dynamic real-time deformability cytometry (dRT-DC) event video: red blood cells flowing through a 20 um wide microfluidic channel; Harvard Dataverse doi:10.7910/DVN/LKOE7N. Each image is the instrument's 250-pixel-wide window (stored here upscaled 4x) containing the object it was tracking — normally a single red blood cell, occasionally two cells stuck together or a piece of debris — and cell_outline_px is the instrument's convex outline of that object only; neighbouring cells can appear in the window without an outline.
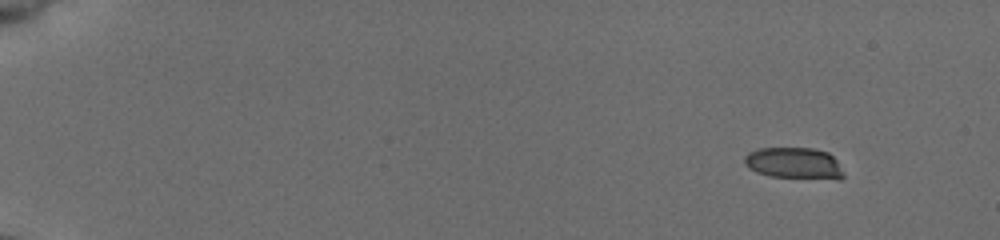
{"species": "common noctule bat (a hibernating species)", "species_latin": "Nyctalus noctula", "temperature_condition": "cold", "stored_images_in_passage": 50, "camera_frame_rate_fps": 3000, "um_per_image_px": 0.085, "animal": {"sex": "female", "body_mass_g": 19.5, "forearm_length_mm": 54.1}, "frame": {"image": 1, "passage_image": 1, "time_ms": 0.0, "image_size_px": [1000, 240], "cell_outline_px": [[844, 176], [840, 180], [836, 180], [768, 176], [756, 172], [748, 168], [744, 164], [744, 156], [748, 152], [756, 148], [812, 148], [828, 152], [836, 160]], "centroid_in_image_um": [67.47, 13.88], "position_along_channel_um": 17.5, "area_um2": 18.44}}
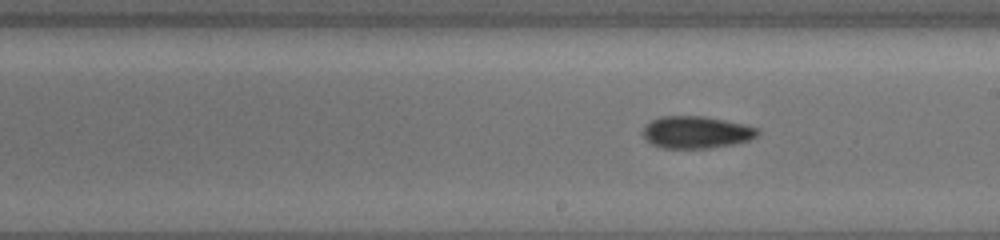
{"frame": {"image": 2, "passage_image": 29, "time_ms": 9.333, "image_size_px": [1000, 240], "cell_outline_px": [[760, 132], [752, 140], [736, 144], [712, 148], [664, 148], [652, 144], [640, 132], [652, 120], [660, 116], [704, 116], [744, 124], [760, 128]], "centroid_in_image_um": [59.23, 11.25], "position_along_channel_um": 229.8, "area_um2": 21.68}}
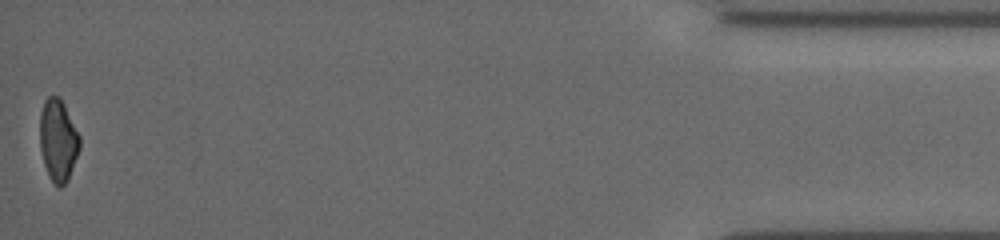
{"frame": {"image": 3, "passage_image": 50, "time_ms": 16.333, "image_size_px": [1000, 240], "cell_outline_px": [[80, 148], [68, 180], [60, 188], [48, 176], [44, 164], [40, 148], [40, 112], [44, 100], [48, 96], [60, 96], [80, 136]], "centroid_in_image_um": [4.93, 11.91], "position_along_channel_um": 430.3, "area_um2": 19.07}, "authors_computed_cell_mechanics": {"area_um2": 19.9988, "velocity_mm_per_s": 3.9415, "shape_relaxation_time_tau1_ms": 4.2444, "shape_relaxation_time_tau2_ms": null, "deformation_change_tau1": 0.1058, "deformation_change_tau2": null}}